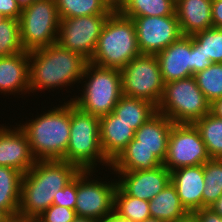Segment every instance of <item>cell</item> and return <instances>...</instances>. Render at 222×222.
I'll use <instances>...</instances> for the list:
<instances>
[{
	"label": "cell",
	"instance_id": "cell-16",
	"mask_svg": "<svg viewBox=\"0 0 222 222\" xmlns=\"http://www.w3.org/2000/svg\"><path fill=\"white\" fill-rule=\"evenodd\" d=\"M156 57L164 83L192 76V36H182Z\"/></svg>",
	"mask_w": 222,
	"mask_h": 222
},
{
	"label": "cell",
	"instance_id": "cell-20",
	"mask_svg": "<svg viewBox=\"0 0 222 222\" xmlns=\"http://www.w3.org/2000/svg\"><path fill=\"white\" fill-rule=\"evenodd\" d=\"M0 92L29 93V52L0 57Z\"/></svg>",
	"mask_w": 222,
	"mask_h": 222
},
{
	"label": "cell",
	"instance_id": "cell-11",
	"mask_svg": "<svg viewBox=\"0 0 222 222\" xmlns=\"http://www.w3.org/2000/svg\"><path fill=\"white\" fill-rule=\"evenodd\" d=\"M92 172L93 170H80L77 174L74 210L78 217L99 220L114 212V194L118 183L117 181L105 183L95 179L90 180L88 177Z\"/></svg>",
	"mask_w": 222,
	"mask_h": 222
},
{
	"label": "cell",
	"instance_id": "cell-36",
	"mask_svg": "<svg viewBox=\"0 0 222 222\" xmlns=\"http://www.w3.org/2000/svg\"><path fill=\"white\" fill-rule=\"evenodd\" d=\"M213 62L207 60L206 56L201 50V45L192 37V76L207 67L211 66Z\"/></svg>",
	"mask_w": 222,
	"mask_h": 222
},
{
	"label": "cell",
	"instance_id": "cell-24",
	"mask_svg": "<svg viewBox=\"0 0 222 222\" xmlns=\"http://www.w3.org/2000/svg\"><path fill=\"white\" fill-rule=\"evenodd\" d=\"M112 113L136 131L157 113V107L146 100L123 95Z\"/></svg>",
	"mask_w": 222,
	"mask_h": 222
},
{
	"label": "cell",
	"instance_id": "cell-28",
	"mask_svg": "<svg viewBox=\"0 0 222 222\" xmlns=\"http://www.w3.org/2000/svg\"><path fill=\"white\" fill-rule=\"evenodd\" d=\"M60 20L89 15H110L113 9L105 0H55Z\"/></svg>",
	"mask_w": 222,
	"mask_h": 222
},
{
	"label": "cell",
	"instance_id": "cell-6",
	"mask_svg": "<svg viewBox=\"0 0 222 222\" xmlns=\"http://www.w3.org/2000/svg\"><path fill=\"white\" fill-rule=\"evenodd\" d=\"M64 161L80 170H93L100 162L111 166L100 144L99 117L83 112L71 101L70 140Z\"/></svg>",
	"mask_w": 222,
	"mask_h": 222
},
{
	"label": "cell",
	"instance_id": "cell-47",
	"mask_svg": "<svg viewBox=\"0 0 222 222\" xmlns=\"http://www.w3.org/2000/svg\"><path fill=\"white\" fill-rule=\"evenodd\" d=\"M180 222H198V221L192 214H190L189 216H187L185 219L181 220Z\"/></svg>",
	"mask_w": 222,
	"mask_h": 222
},
{
	"label": "cell",
	"instance_id": "cell-8",
	"mask_svg": "<svg viewBox=\"0 0 222 222\" xmlns=\"http://www.w3.org/2000/svg\"><path fill=\"white\" fill-rule=\"evenodd\" d=\"M20 38L24 51L30 52L57 42L60 17L55 0H35L21 11Z\"/></svg>",
	"mask_w": 222,
	"mask_h": 222
},
{
	"label": "cell",
	"instance_id": "cell-10",
	"mask_svg": "<svg viewBox=\"0 0 222 222\" xmlns=\"http://www.w3.org/2000/svg\"><path fill=\"white\" fill-rule=\"evenodd\" d=\"M211 157L194 124L174 123L163 165L171 172L180 167L203 165Z\"/></svg>",
	"mask_w": 222,
	"mask_h": 222
},
{
	"label": "cell",
	"instance_id": "cell-40",
	"mask_svg": "<svg viewBox=\"0 0 222 222\" xmlns=\"http://www.w3.org/2000/svg\"><path fill=\"white\" fill-rule=\"evenodd\" d=\"M210 113L215 117L222 119V98L215 99L210 104Z\"/></svg>",
	"mask_w": 222,
	"mask_h": 222
},
{
	"label": "cell",
	"instance_id": "cell-13",
	"mask_svg": "<svg viewBox=\"0 0 222 222\" xmlns=\"http://www.w3.org/2000/svg\"><path fill=\"white\" fill-rule=\"evenodd\" d=\"M129 18L135 25L137 44L141 54L156 55L183 36L176 12L171 16Z\"/></svg>",
	"mask_w": 222,
	"mask_h": 222
},
{
	"label": "cell",
	"instance_id": "cell-12",
	"mask_svg": "<svg viewBox=\"0 0 222 222\" xmlns=\"http://www.w3.org/2000/svg\"><path fill=\"white\" fill-rule=\"evenodd\" d=\"M108 17L89 15L61 19L57 43L90 61Z\"/></svg>",
	"mask_w": 222,
	"mask_h": 222
},
{
	"label": "cell",
	"instance_id": "cell-22",
	"mask_svg": "<svg viewBox=\"0 0 222 222\" xmlns=\"http://www.w3.org/2000/svg\"><path fill=\"white\" fill-rule=\"evenodd\" d=\"M149 210L152 218L168 222H180L190 215L171 182L149 201Z\"/></svg>",
	"mask_w": 222,
	"mask_h": 222
},
{
	"label": "cell",
	"instance_id": "cell-27",
	"mask_svg": "<svg viewBox=\"0 0 222 222\" xmlns=\"http://www.w3.org/2000/svg\"><path fill=\"white\" fill-rule=\"evenodd\" d=\"M114 212L127 222H142L151 217L149 201L129 196L119 185L114 194Z\"/></svg>",
	"mask_w": 222,
	"mask_h": 222
},
{
	"label": "cell",
	"instance_id": "cell-2",
	"mask_svg": "<svg viewBox=\"0 0 222 222\" xmlns=\"http://www.w3.org/2000/svg\"><path fill=\"white\" fill-rule=\"evenodd\" d=\"M89 61L81 54L72 52L60 44L29 52V89L47 90L81 83L85 66Z\"/></svg>",
	"mask_w": 222,
	"mask_h": 222
},
{
	"label": "cell",
	"instance_id": "cell-45",
	"mask_svg": "<svg viewBox=\"0 0 222 222\" xmlns=\"http://www.w3.org/2000/svg\"><path fill=\"white\" fill-rule=\"evenodd\" d=\"M113 9H117L124 0H105Z\"/></svg>",
	"mask_w": 222,
	"mask_h": 222
},
{
	"label": "cell",
	"instance_id": "cell-46",
	"mask_svg": "<svg viewBox=\"0 0 222 222\" xmlns=\"http://www.w3.org/2000/svg\"><path fill=\"white\" fill-rule=\"evenodd\" d=\"M73 222H98L96 219L86 217H76Z\"/></svg>",
	"mask_w": 222,
	"mask_h": 222
},
{
	"label": "cell",
	"instance_id": "cell-17",
	"mask_svg": "<svg viewBox=\"0 0 222 222\" xmlns=\"http://www.w3.org/2000/svg\"><path fill=\"white\" fill-rule=\"evenodd\" d=\"M173 122L163 114L157 112L136 131L134 138L126 147L145 148L163 163L167 153L169 134Z\"/></svg>",
	"mask_w": 222,
	"mask_h": 222
},
{
	"label": "cell",
	"instance_id": "cell-34",
	"mask_svg": "<svg viewBox=\"0 0 222 222\" xmlns=\"http://www.w3.org/2000/svg\"><path fill=\"white\" fill-rule=\"evenodd\" d=\"M76 217L75 210L52 204L38 219L41 222H73Z\"/></svg>",
	"mask_w": 222,
	"mask_h": 222
},
{
	"label": "cell",
	"instance_id": "cell-15",
	"mask_svg": "<svg viewBox=\"0 0 222 222\" xmlns=\"http://www.w3.org/2000/svg\"><path fill=\"white\" fill-rule=\"evenodd\" d=\"M27 135L21 127H0V166L17 169L23 174L35 164Z\"/></svg>",
	"mask_w": 222,
	"mask_h": 222
},
{
	"label": "cell",
	"instance_id": "cell-5",
	"mask_svg": "<svg viewBox=\"0 0 222 222\" xmlns=\"http://www.w3.org/2000/svg\"><path fill=\"white\" fill-rule=\"evenodd\" d=\"M84 78L88 82L84 81L81 96L71 98L70 101L83 112L99 118L111 113L123 96L120 70L88 62L82 80Z\"/></svg>",
	"mask_w": 222,
	"mask_h": 222
},
{
	"label": "cell",
	"instance_id": "cell-35",
	"mask_svg": "<svg viewBox=\"0 0 222 222\" xmlns=\"http://www.w3.org/2000/svg\"><path fill=\"white\" fill-rule=\"evenodd\" d=\"M77 194V175L66 184L63 189L58 190L53 198V204L75 209Z\"/></svg>",
	"mask_w": 222,
	"mask_h": 222
},
{
	"label": "cell",
	"instance_id": "cell-18",
	"mask_svg": "<svg viewBox=\"0 0 222 222\" xmlns=\"http://www.w3.org/2000/svg\"><path fill=\"white\" fill-rule=\"evenodd\" d=\"M171 183L175 186L182 205L190 214L203 208V165L180 167L171 171Z\"/></svg>",
	"mask_w": 222,
	"mask_h": 222
},
{
	"label": "cell",
	"instance_id": "cell-21",
	"mask_svg": "<svg viewBox=\"0 0 222 222\" xmlns=\"http://www.w3.org/2000/svg\"><path fill=\"white\" fill-rule=\"evenodd\" d=\"M175 12L183 36L212 28V0H176Z\"/></svg>",
	"mask_w": 222,
	"mask_h": 222
},
{
	"label": "cell",
	"instance_id": "cell-39",
	"mask_svg": "<svg viewBox=\"0 0 222 222\" xmlns=\"http://www.w3.org/2000/svg\"><path fill=\"white\" fill-rule=\"evenodd\" d=\"M212 27L222 28V0H212Z\"/></svg>",
	"mask_w": 222,
	"mask_h": 222
},
{
	"label": "cell",
	"instance_id": "cell-7",
	"mask_svg": "<svg viewBox=\"0 0 222 222\" xmlns=\"http://www.w3.org/2000/svg\"><path fill=\"white\" fill-rule=\"evenodd\" d=\"M210 102L198 87L194 76L165 83L157 112L173 123L193 124L210 113Z\"/></svg>",
	"mask_w": 222,
	"mask_h": 222
},
{
	"label": "cell",
	"instance_id": "cell-4",
	"mask_svg": "<svg viewBox=\"0 0 222 222\" xmlns=\"http://www.w3.org/2000/svg\"><path fill=\"white\" fill-rule=\"evenodd\" d=\"M140 54L133 20L114 10L105 22L89 62L121 70Z\"/></svg>",
	"mask_w": 222,
	"mask_h": 222
},
{
	"label": "cell",
	"instance_id": "cell-33",
	"mask_svg": "<svg viewBox=\"0 0 222 222\" xmlns=\"http://www.w3.org/2000/svg\"><path fill=\"white\" fill-rule=\"evenodd\" d=\"M192 37L201 45L207 60L222 63V28H209L199 31Z\"/></svg>",
	"mask_w": 222,
	"mask_h": 222
},
{
	"label": "cell",
	"instance_id": "cell-49",
	"mask_svg": "<svg viewBox=\"0 0 222 222\" xmlns=\"http://www.w3.org/2000/svg\"><path fill=\"white\" fill-rule=\"evenodd\" d=\"M29 222H41V221L37 218V219L31 220Z\"/></svg>",
	"mask_w": 222,
	"mask_h": 222
},
{
	"label": "cell",
	"instance_id": "cell-48",
	"mask_svg": "<svg viewBox=\"0 0 222 222\" xmlns=\"http://www.w3.org/2000/svg\"><path fill=\"white\" fill-rule=\"evenodd\" d=\"M142 222H168V221H164V220H160V219L150 217V218L145 219Z\"/></svg>",
	"mask_w": 222,
	"mask_h": 222
},
{
	"label": "cell",
	"instance_id": "cell-1",
	"mask_svg": "<svg viewBox=\"0 0 222 222\" xmlns=\"http://www.w3.org/2000/svg\"><path fill=\"white\" fill-rule=\"evenodd\" d=\"M80 169L63 160H36L21 181L18 222L37 219L52 204L58 190L63 189Z\"/></svg>",
	"mask_w": 222,
	"mask_h": 222
},
{
	"label": "cell",
	"instance_id": "cell-43",
	"mask_svg": "<svg viewBox=\"0 0 222 222\" xmlns=\"http://www.w3.org/2000/svg\"><path fill=\"white\" fill-rule=\"evenodd\" d=\"M0 222H17L12 219L4 210L0 208Z\"/></svg>",
	"mask_w": 222,
	"mask_h": 222
},
{
	"label": "cell",
	"instance_id": "cell-37",
	"mask_svg": "<svg viewBox=\"0 0 222 222\" xmlns=\"http://www.w3.org/2000/svg\"><path fill=\"white\" fill-rule=\"evenodd\" d=\"M21 11L15 0H0V17L19 20Z\"/></svg>",
	"mask_w": 222,
	"mask_h": 222
},
{
	"label": "cell",
	"instance_id": "cell-30",
	"mask_svg": "<svg viewBox=\"0 0 222 222\" xmlns=\"http://www.w3.org/2000/svg\"><path fill=\"white\" fill-rule=\"evenodd\" d=\"M203 208H208L222 196V159L211 158L203 164Z\"/></svg>",
	"mask_w": 222,
	"mask_h": 222
},
{
	"label": "cell",
	"instance_id": "cell-42",
	"mask_svg": "<svg viewBox=\"0 0 222 222\" xmlns=\"http://www.w3.org/2000/svg\"><path fill=\"white\" fill-rule=\"evenodd\" d=\"M208 208H210L214 213L222 216V196Z\"/></svg>",
	"mask_w": 222,
	"mask_h": 222
},
{
	"label": "cell",
	"instance_id": "cell-23",
	"mask_svg": "<svg viewBox=\"0 0 222 222\" xmlns=\"http://www.w3.org/2000/svg\"><path fill=\"white\" fill-rule=\"evenodd\" d=\"M22 177L19 170L0 166V208L17 222Z\"/></svg>",
	"mask_w": 222,
	"mask_h": 222
},
{
	"label": "cell",
	"instance_id": "cell-19",
	"mask_svg": "<svg viewBox=\"0 0 222 222\" xmlns=\"http://www.w3.org/2000/svg\"><path fill=\"white\" fill-rule=\"evenodd\" d=\"M100 144L105 158L112 163L134 138L135 130L112 112L99 118Z\"/></svg>",
	"mask_w": 222,
	"mask_h": 222
},
{
	"label": "cell",
	"instance_id": "cell-31",
	"mask_svg": "<svg viewBox=\"0 0 222 222\" xmlns=\"http://www.w3.org/2000/svg\"><path fill=\"white\" fill-rule=\"evenodd\" d=\"M193 76L210 103L215 99L222 98V63H213Z\"/></svg>",
	"mask_w": 222,
	"mask_h": 222
},
{
	"label": "cell",
	"instance_id": "cell-38",
	"mask_svg": "<svg viewBox=\"0 0 222 222\" xmlns=\"http://www.w3.org/2000/svg\"><path fill=\"white\" fill-rule=\"evenodd\" d=\"M198 222H222V216L214 213L210 208H201L192 213Z\"/></svg>",
	"mask_w": 222,
	"mask_h": 222
},
{
	"label": "cell",
	"instance_id": "cell-41",
	"mask_svg": "<svg viewBox=\"0 0 222 222\" xmlns=\"http://www.w3.org/2000/svg\"><path fill=\"white\" fill-rule=\"evenodd\" d=\"M98 222H127L122 220L115 212L98 220Z\"/></svg>",
	"mask_w": 222,
	"mask_h": 222
},
{
	"label": "cell",
	"instance_id": "cell-29",
	"mask_svg": "<svg viewBox=\"0 0 222 222\" xmlns=\"http://www.w3.org/2000/svg\"><path fill=\"white\" fill-rule=\"evenodd\" d=\"M211 158L222 159V119L208 113L193 123Z\"/></svg>",
	"mask_w": 222,
	"mask_h": 222
},
{
	"label": "cell",
	"instance_id": "cell-3",
	"mask_svg": "<svg viewBox=\"0 0 222 222\" xmlns=\"http://www.w3.org/2000/svg\"><path fill=\"white\" fill-rule=\"evenodd\" d=\"M64 104L20 126L36 160L64 161L70 140L71 101Z\"/></svg>",
	"mask_w": 222,
	"mask_h": 222
},
{
	"label": "cell",
	"instance_id": "cell-14",
	"mask_svg": "<svg viewBox=\"0 0 222 222\" xmlns=\"http://www.w3.org/2000/svg\"><path fill=\"white\" fill-rule=\"evenodd\" d=\"M116 174L121 177L117 181L118 185L129 196L146 201H150L171 182V172L163 164L151 170L117 172Z\"/></svg>",
	"mask_w": 222,
	"mask_h": 222
},
{
	"label": "cell",
	"instance_id": "cell-25",
	"mask_svg": "<svg viewBox=\"0 0 222 222\" xmlns=\"http://www.w3.org/2000/svg\"><path fill=\"white\" fill-rule=\"evenodd\" d=\"M163 163L145 148L126 147L111 163L110 168L114 172H130L151 170Z\"/></svg>",
	"mask_w": 222,
	"mask_h": 222
},
{
	"label": "cell",
	"instance_id": "cell-44",
	"mask_svg": "<svg viewBox=\"0 0 222 222\" xmlns=\"http://www.w3.org/2000/svg\"><path fill=\"white\" fill-rule=\"evenodd\" d=\"M20 9H24L34 3L35 0H15Z\"/></svg>",
	"mask_w": 222,
	"mask_h": 222
},
{
	"label": "cell",
	"instance_id": "cell-32",
	"mask_svg": "<svg viewBox=\"0 0 222 222\" xmlns=\"http://www.w3.org/2000/svg\"><path fill=\"white\" fill-rule=\"evenodd\" d=\"M23 51L19 20L0 17V57Z\"/></svg>",
	"mask_w": 222,
	"mask_h": 222
},
{
	"label": "cell",
	"instance_id": "cell-9",
	"mask_svg": "<svg viewBox=\"0 0 222 222\" xmlns=\"http://www.w3.org/2000/svg\"><path fill=\"white\" fill-rule=\"evenodd\" d=\"M122 94L146 100L158 107L165 83L156 55L140 54L121 70Z\"/></svg>",
	"mask_w": 222,
	"mask_h": 222
},
{
	"label": "cell",
	"instance_id": "cell-26",
	"mask_svg": "<svg viewBox=\"0 0 222 222\" xmlns=\"http://www.w3.org/2000/svg\"><path fill=\"white\" fill-rule=\"evenodd\" d=\"M175 9V0H124L116 10L126 17H163L173 15Z\"/></svg>",
	"mask_w": 222,
	"mask_h": 222
}]
</instances>
